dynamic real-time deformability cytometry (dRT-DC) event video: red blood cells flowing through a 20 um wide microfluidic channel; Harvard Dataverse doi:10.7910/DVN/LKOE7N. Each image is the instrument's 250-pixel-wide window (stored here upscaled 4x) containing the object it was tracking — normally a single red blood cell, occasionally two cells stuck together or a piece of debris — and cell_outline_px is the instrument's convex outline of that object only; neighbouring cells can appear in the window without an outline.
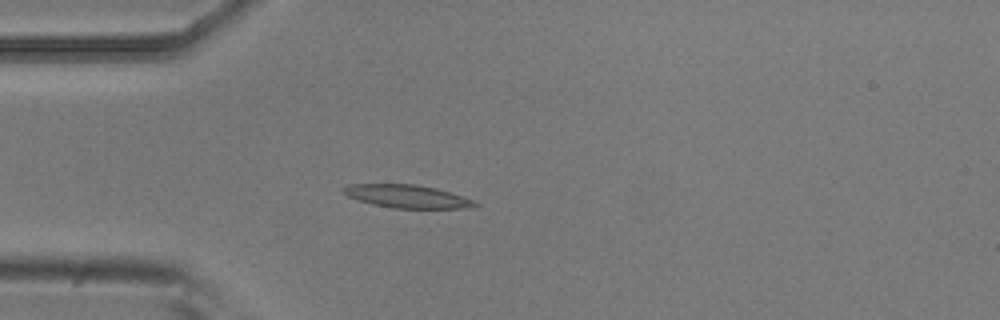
{"species": "common noctule bat (a hibernating species)", "species_latin": "Nyctalus noctula", "temperature_condition": "room temperature", "stored_images_in_passage": 54, "camera_frame_rate_fps": 3000, "um_per_image_px": 0.085, "animal": {"sex": "male", "body_mass_g": 20.5, "forearm_length_mm": 52.5}, "frame": {"image": 1, "passage_image": 14, "time_ms": 4.333, "image_size_px": [1000, 320], "cell_outline_px": [[480, 204], [468, 208], [392, 208], [372, 204], [348, 196], [340, 188], [348, 184], [416, 184], [436, 188], [476, 200]], "centroid_in_image_um": [34.63, 16.69], "position_along_channel_um": 50.4, "area_um2": 17.69}}
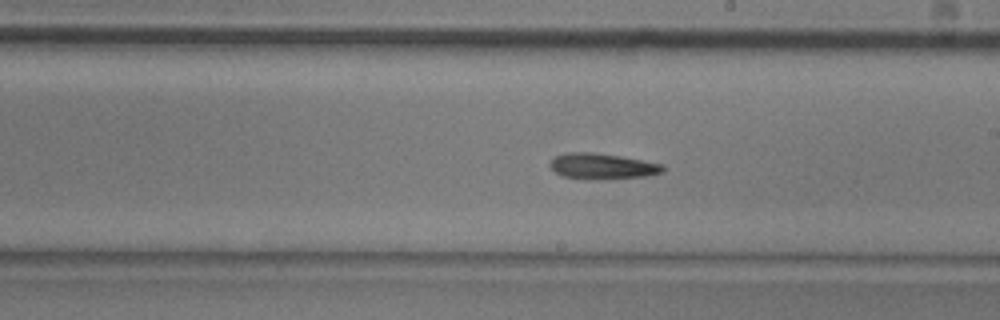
{"frame": {"image": 2, "passage_image": 30, "time_ms": 9.667, "image_size_px": [1000, 320], "cell_outline_px": [[664, 172], [648, 176], [608, 180], [584, 180], [560, 176], [548, 164], [552, 156], [572, 152], [588, 152], [620, 156], [664, 164]], "centroid_in_image_um": [51.18, 14.16], "position_along_channel_um": 237.8, "area_um2": 17.46}}
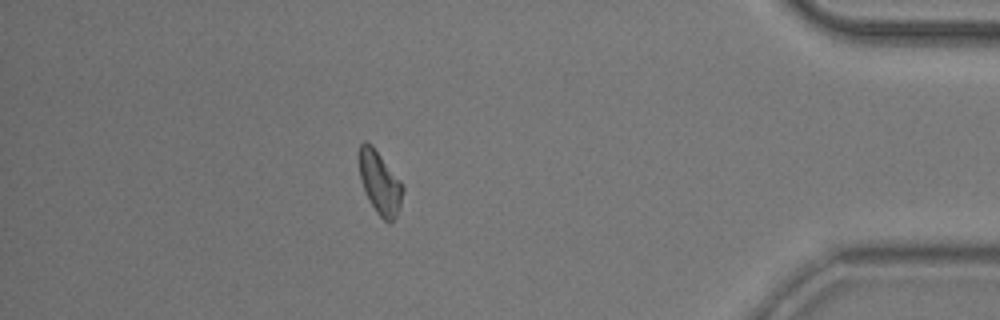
{"frame": {"image": 3, "passage_image": 47, "time_ms": 15.333, "image_size_px": [1000, 320], "cell_outline_px": [[404, 188], [400, 204], [396, 216], [388, 224], [376, 212], [360, 180], [360, 144], [364, 140], [372, 144], [400, 180]], "centroid_in_image_um": [32.3, 15.52], "position_along_channel_um": 402.9, "area_um2": 15.61}, "authors_computed_cell_mechanics": {"area_um2": 16.6753, "velocity_mm_per_s": 3.6906, "shape_relaxation_time_tau1_ms": 6.8812, "shape_relaxation_time_tau2_ms": null, "deformation_change_tau1": 0.1761, "deformation_change_tau2": null}}